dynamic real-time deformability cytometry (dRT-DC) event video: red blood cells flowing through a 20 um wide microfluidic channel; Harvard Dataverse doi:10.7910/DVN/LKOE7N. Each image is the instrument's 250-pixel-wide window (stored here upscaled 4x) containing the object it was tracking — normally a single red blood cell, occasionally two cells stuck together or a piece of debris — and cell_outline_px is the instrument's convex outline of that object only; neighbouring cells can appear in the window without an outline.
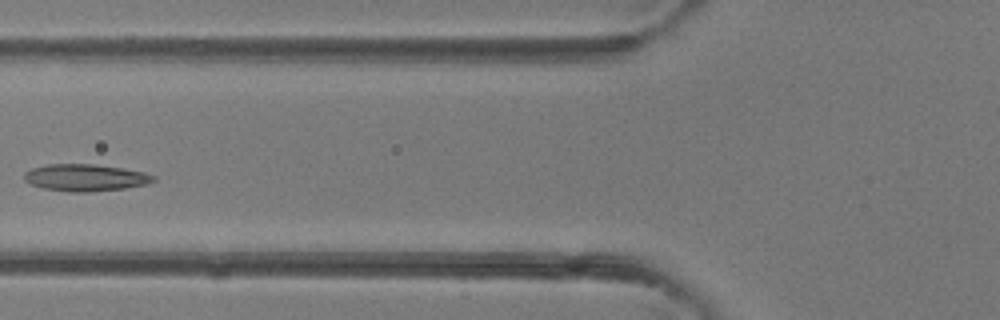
{"species": "common noctule bat (a hibernating species)", "species_latin": "Nyctalus noctula", "temperature_condition": "room temperature", "stored_images_in_passage": 3, "camera_frame_rate_fps": 3000, "um_per_image_px": 0.085, "animal": {"sex": "female"}, "frame": {"image": 1, "passage_image": 3, "time_ms": 2.0, "image_size_px": [1000, 320], "cell_outline_px": [[156, 180], [148, 184], [124, 188], [88, 192], [68, 192], [44, 188], [32, 184], [24, 180], [24, 172], [32, 168], [48, 164], [92, 164], [120, 168], [144, 172], [156, 176]], "centroid_in_image_um": [7.26, 15.1], "position_along_channel_um": 118.5, "area_um2": 20.23}}